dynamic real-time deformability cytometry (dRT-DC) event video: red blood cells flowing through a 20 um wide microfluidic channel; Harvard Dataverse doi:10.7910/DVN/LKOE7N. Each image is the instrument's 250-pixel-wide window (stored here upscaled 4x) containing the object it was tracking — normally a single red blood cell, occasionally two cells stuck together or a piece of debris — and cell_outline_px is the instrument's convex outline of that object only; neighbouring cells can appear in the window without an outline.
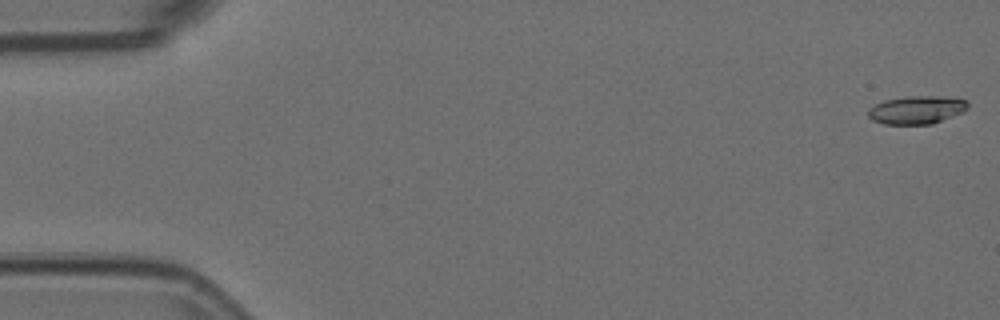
{"species": "Egyptian fruit bat (a non-hibernating species)", "species_latin": "Rousettus aegyptiacus", "temperature_condition": "room temperature", "stored_images_in_passage": 6, "camera_frame_rate_fps": 3000, "um_per_image_px": 0.085, "animal": {"sex": "female"}, "frame": {"image": 1, "passage_image": 1, "time_ms": 0.0, "image_size_px": [1000, 320], "cell_outline_px": [[968, 108], [964, 112], [932, 124], [884, 124], [872, 120], [868, 116], [868, 108], [884, 100], [908, 96], [936, 96], [968, 100]], "centroid_in_image_um": [77.92, 9.34], "position_along_channel_um": 7.1, "area_um2": 16.36}}